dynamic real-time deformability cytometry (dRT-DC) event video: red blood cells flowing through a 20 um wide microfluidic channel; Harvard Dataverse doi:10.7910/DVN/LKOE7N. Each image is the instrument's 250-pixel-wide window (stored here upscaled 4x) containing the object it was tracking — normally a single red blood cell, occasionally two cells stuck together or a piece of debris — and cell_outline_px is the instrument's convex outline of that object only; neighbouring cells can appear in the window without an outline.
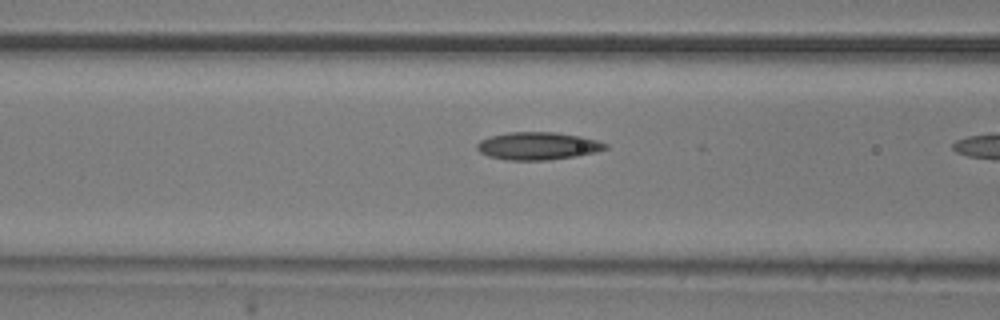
{"species": "common noctule bat (a hibernating species)", "species_latin": "Nyctalus noctula", "temperature_condition": "room temperature", "stored_images_in_passage": 17, "camera_frame_rate_fps": 3000, "um_per_image_px": 0.085, "animal": {"sex": "male", "body_mass_g": 20.5, "forearm_length_mm": 52.5}, "frame": {"image": 1, "passage_image": 10, "time_ms": 3.0, "image_size_px": [1000, 320], "cell_outline_px": [[608, 148], [596, 152], [576, 156], [548, 160], [508, 160], [488, 156], [480, 152], [476, 148], [476, 144], [480, 140], [492, 136], [508, 132], [556, 132], [580, 136], [596, 140], [608, 144]], "centroid_in_image_um": [45.72, 12.4], "position_along_channel_um": 120.9, "area_um2": 20.69}}